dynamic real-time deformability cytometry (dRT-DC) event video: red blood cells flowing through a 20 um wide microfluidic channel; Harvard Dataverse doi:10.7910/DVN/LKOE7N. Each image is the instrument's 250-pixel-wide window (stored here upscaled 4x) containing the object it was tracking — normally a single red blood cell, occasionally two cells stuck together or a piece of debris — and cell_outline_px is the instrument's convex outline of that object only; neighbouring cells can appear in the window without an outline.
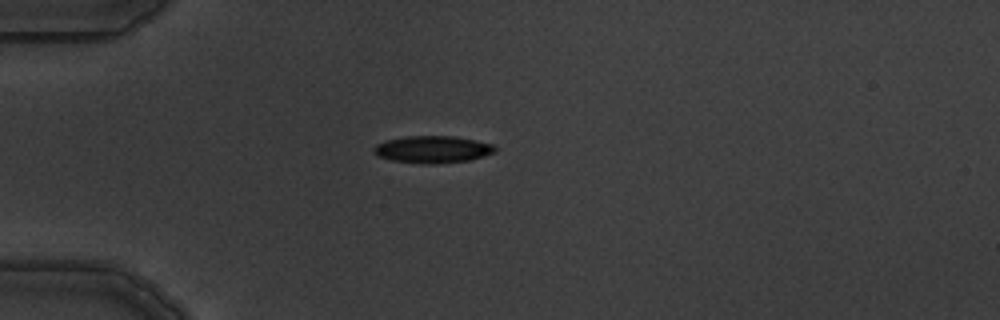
{"species": "common noctule bat (a hibernating species)", "species_latin": "Nyctalus noctula", "temperature_condition": "warm", "stored_images_in_passage": 4, "camera_frame_rate_fps": 3000, "um_per_image_px": 0.085, "animal": {"sex": "male", "body_mass_g": 19.5, "forearm_length_mm": 54.6}, "frame": {"image": 1, "passage_image": 1, "time_ms": 0.0, "image_size_px": [1000, 320], "cell_outline_px": [[496, 152], [484, 156], [468, 160], [432, 164], [428, 164], [392, 160], [376, 156], [372, 152], [372, 148], [376, 144], [384, 140], [404, 136], [452, 136], [492, 144], [496, 148]], "centroid_in_image_um": [36.7, 12.69], "position_along_channel_um": 48.3, "area_um2": 19.13}}
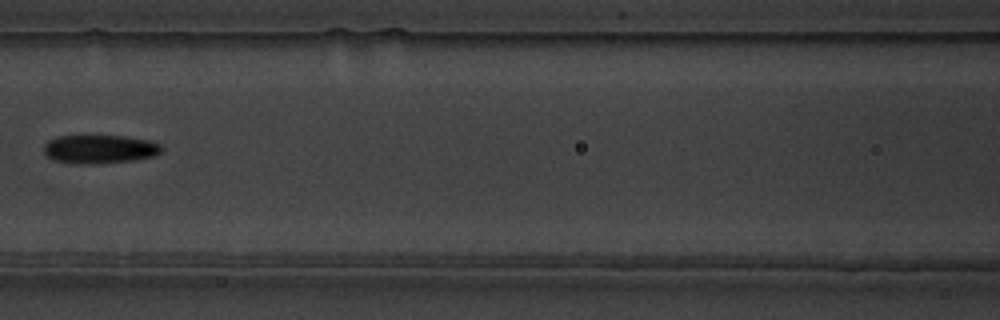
{"frame": {"image": 2, "passage_image": 4, "time_ms": 3.333, "image_size_px": [1000, 320], "cell_outline_px": [[164, 148], [160, 152], [152, 156], [136, 160], [92, 164], [80, 164], [56, 160], [48, 156], [44, 152], [44, 144], [48, 140], [56, 136], [124, 136], [148, 140], [160, 144]], "centroid_in_image_um": [8.48, 12.67], "position_along_channel_um": 158.1, "area_um2": 19.54}}